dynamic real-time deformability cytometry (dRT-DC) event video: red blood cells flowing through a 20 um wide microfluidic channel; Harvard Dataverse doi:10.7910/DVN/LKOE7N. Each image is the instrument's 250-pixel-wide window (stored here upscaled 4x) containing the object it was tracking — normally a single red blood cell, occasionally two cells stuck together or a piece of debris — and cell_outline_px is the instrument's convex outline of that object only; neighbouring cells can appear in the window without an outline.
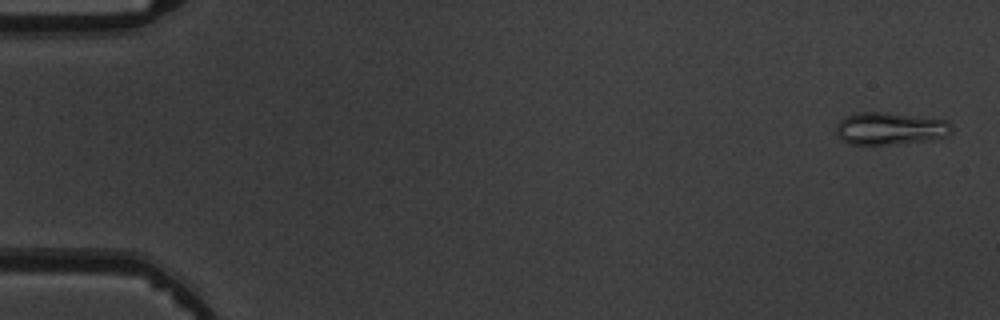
{"species": "common noctule bat (a hibernating species)", "species_latin": "Nyctalus noctula", "temperature_condition": "warm", "stored_images_in_passage": 5, "camera_frame_rate_fps": 3000, "um_per_image_px": 0.085, "animal": {"sex": "male", "body_mass_g": 19.5, "forearm_length_mm": 54.6}, "frame": {"image": 1, "passage_image": 1, "time_ms": 0.0, "image_size_px": [1000, 320], "cell_outline_px": [[952, 132], [948, 136], [928, 140], [888, 144], [848, 144], [840, 140], [836, 132], [836, 124], [844, 116], [860, 112], [888, 112], [948, 120], [952, 124]], "centroid_in_image_um": [75.65, 10.91], "position_along_channel_um": 9.3, "area_um2": 22.02}}
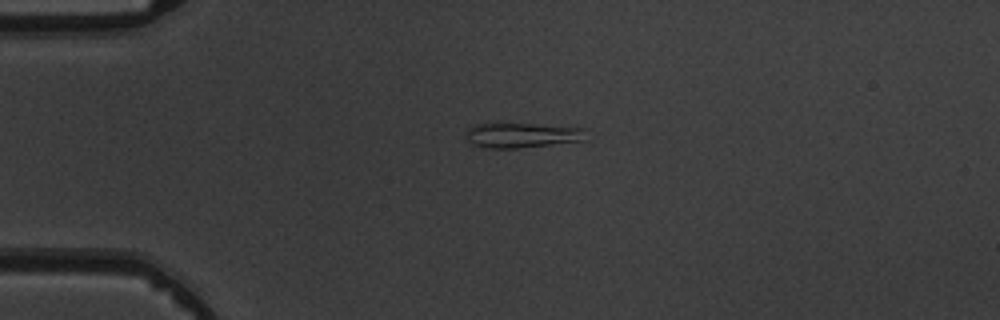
{"frame": {"image": 2, "passage_image": 4, "time_ms": 3.667, "image_size_px": [1000, 320], "cell_outline_px": [[584, 140], [520, 148], [488, 148], [472, 144], [468, 140], [468, 128], [472, 124], [492, 120], [584, 128]], "centroid_in_image_um": [44.26, 11.44], "position_along_channel_um": 40.7, "area_um2": 18.09}}